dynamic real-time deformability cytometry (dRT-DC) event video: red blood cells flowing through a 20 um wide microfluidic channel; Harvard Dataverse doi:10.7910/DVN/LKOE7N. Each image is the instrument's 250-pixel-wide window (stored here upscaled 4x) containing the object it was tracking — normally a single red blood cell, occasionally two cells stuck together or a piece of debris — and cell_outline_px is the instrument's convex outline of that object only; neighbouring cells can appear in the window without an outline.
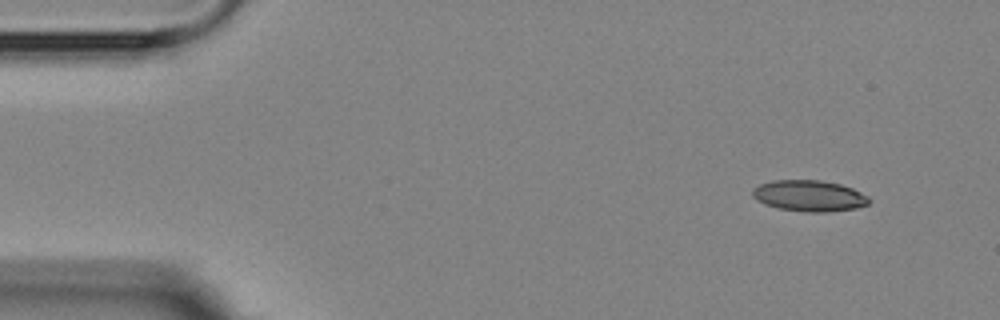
{"species": "Egyptian fruit bat (a non-hibernating species)", "species_latin": "Rousettus aegyptiacus", "temperature_condition": "room temperature", "stored_images_in_passage": 4, "camera_frame_rate_fps": 3000, "um_per_image_px": 0.085, "animal": {"sex": "female"}, "frame": {"image": 1, "passage_image": 1, "time_ms": 0.0, "image_size_px": [1000, 320], "cell_outline_px": [[872, 200], [868, 204], [856, 208], [828, 212], [804, 212], [780, 208], [764, 204], [756, 200], [752, 196], [752, 188], [760, 184], [772, 180], [820, 180], [840, 184], [852, 188], [868, 196]], "centroid_in_image_um": [68.78, 16.64], "position_along_channel_um": 16.2, "area_um2": 21.27}}
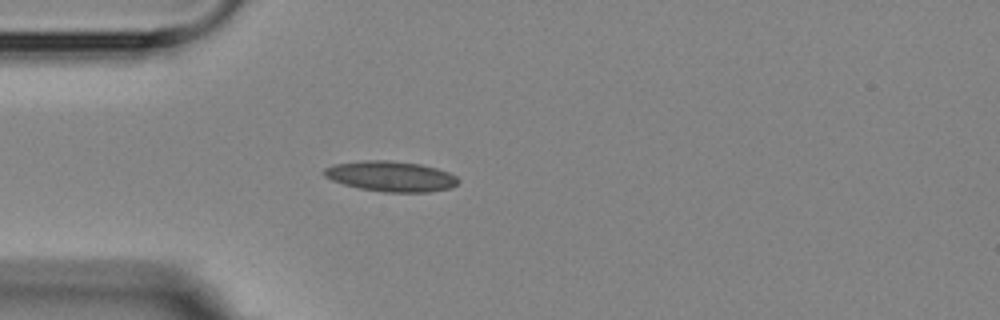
{"frame": {"image": 2, "passage_image": 4, "time_ms": 3.333, "image_size_px": [1000, 320], "cell_outline_px": [[460, 180], [452, 188], [428, 192], [384, 192], [360, 188], [344, 184], [332, 180], [324, 176], [324, 168], [332, 164], [364, 160], [388, 160], [420, 164], [436, 168], [448, 172], [456, 176]], "centroid_in_image_um": [33.22, 14.98], "position_along_channel_um": 51.8, "area_um2": 23.76}}